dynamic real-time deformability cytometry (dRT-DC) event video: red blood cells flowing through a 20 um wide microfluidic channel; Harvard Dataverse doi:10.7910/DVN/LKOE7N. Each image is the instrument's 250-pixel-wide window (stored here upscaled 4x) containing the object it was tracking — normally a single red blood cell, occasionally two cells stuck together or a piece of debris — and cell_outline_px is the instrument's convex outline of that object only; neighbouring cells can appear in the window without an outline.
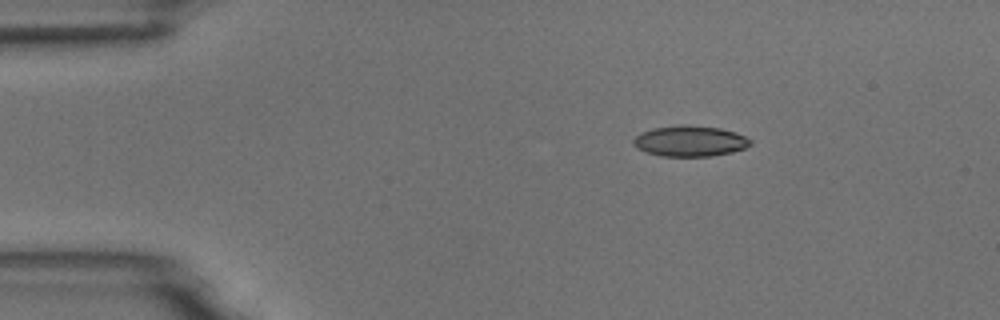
{"species": "common noctule bat (a hibernating species)", "species_latin": "Nyctalus noctula", "temperature_condition": "room temperature", "stored_images_in_passage": 2, "camera_frame_rate_fps": 3000, "um_per_image_px": 0.085, "animal": {"sex": "male", "body_mass_g": 18.8}, "frame": {"image": 1, "passage_image": 1, "time_ms": 0.0, "image_size_px": [1000, 320], "cell_outline_px": [[752, 144], [744, 148], [732, 152], [712, 156], [660, 156], [644, 152], [636, 148], [632, 144], [632, 140], [640, 132], [652, 128], [680, 124], [684, 124], [720, 128], [736, 132], [752, 140]], "centroid_in_image_um": [58.61, 11.98], "position_along_channel_um": 26.4, "area_um2": 21.27}}